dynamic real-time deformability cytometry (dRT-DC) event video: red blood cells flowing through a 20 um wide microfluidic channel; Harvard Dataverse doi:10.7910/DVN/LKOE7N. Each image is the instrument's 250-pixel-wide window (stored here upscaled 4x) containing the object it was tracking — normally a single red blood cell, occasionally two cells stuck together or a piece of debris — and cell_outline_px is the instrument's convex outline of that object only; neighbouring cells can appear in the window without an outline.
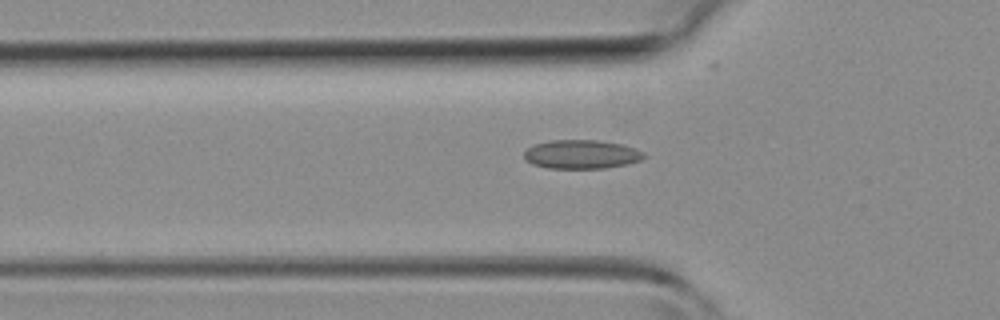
{"species": "common noctule bat (a hibernating species)", "species_latin": "Nyctalus noctula", "temperature_condition": "room temperature", "stored_images_in_passage": 31, "camera_frame_rate_fps": 3000, "um_per_image_px": 0.085, "animal": {"sex": "female", "body_mass_g": 19.3, "forearm_length_mm": 54.1}, "frame": {"image": 1, "passage_image": 4, "time_ms": 1.0, "image_size_px": [1000, 320], "cell_outline_px": [[648, 156], [640, 160], [624, 164], [604, 168], [548, 168], [532, 164], [524, 160], [524, 152], [532, 144], [552, 140], [596, 140], [624, 144], [636, 148], [644, 152]], "centroid_in_image_um": [49.42, 13.11], "position_along_channel_um": 76.4, "area_um2": 20.29}}
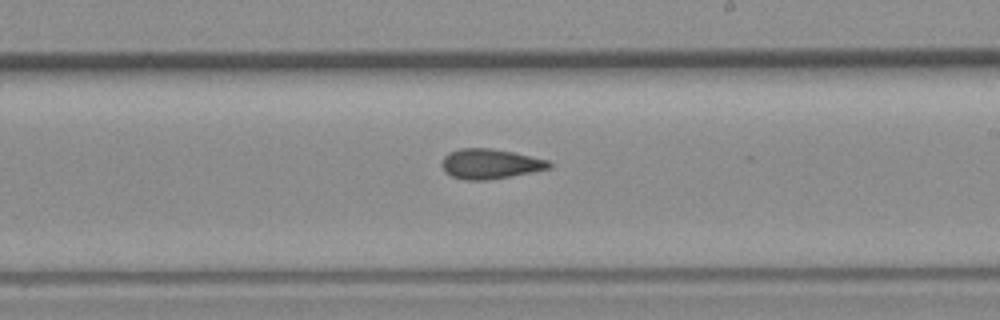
{"frame": {"image": 2, "passage_image": 15, "time_ms": 4.667, "image_size_px": [1000, 320], "cell_outline_px": [[552, 168], [488, 180], [464, 180], [452, 176], [444, 172], [440, 164], [444, 156], [448, 152], [460, 148], [492, 148], [512, 152], [548, 160], [552, 164]], "centroid_in_image_um": [41.62, 13.92], "position_along_channel_um": 247.4, "area_um2": 18.79}}
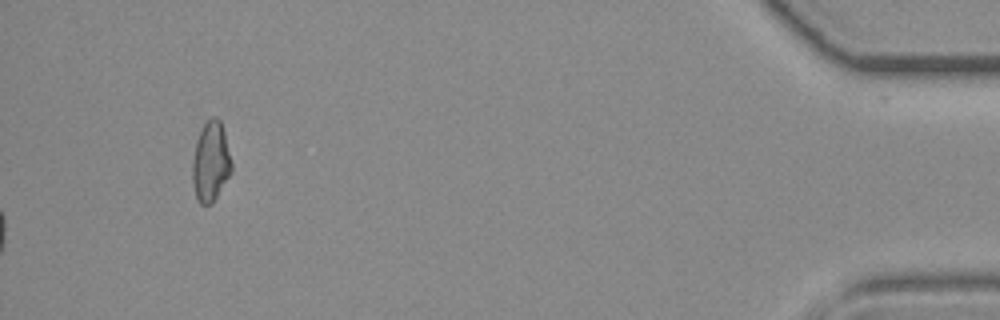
{"frame": {"image": 3, "passage_image": 31, "time_ms": 10.0, "image_size_px": [1000, 320], "cell_outline_px": [[232, 172], [212, 204], [200, 204], [196, 200], [192, 180], [192, 160], [196, 140], [204, 124], [212, 116], [216, 116], [220, 120], [224, 132], [232, 164]], "centroid_in_image_um": [17.9, 13.77], "position_along_channel_um": 417.3, "area_um2": 18.32}}